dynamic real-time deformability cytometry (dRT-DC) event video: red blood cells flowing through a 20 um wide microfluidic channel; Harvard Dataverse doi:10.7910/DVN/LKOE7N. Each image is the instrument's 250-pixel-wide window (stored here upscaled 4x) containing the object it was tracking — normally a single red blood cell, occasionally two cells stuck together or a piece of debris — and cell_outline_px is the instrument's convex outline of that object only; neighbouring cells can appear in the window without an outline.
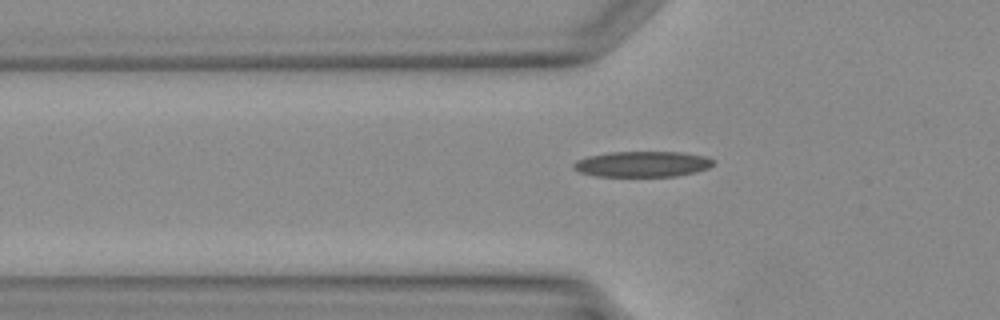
{"species": "Egyptian fruit bat (a non-hibernating species)", "species_latin": "Rousettus aegyptiacus", "temperature_condition": "warm", "stored_images_in_passage": 19, "camera_frame_rate_fps": 3000, "um_per_image_px": 0.085, "animal": {"sex": "female"}, "frame": {"image": 1, "passage_image": 5, "time_ms": 1.333, "image_size_px": [1000, 320], "cell_outline_px": [[712, 164], [708, 168], [696, 172], [676, 176], [596, 176], [580, 172], [572, 168], [572, 164], [576, 160], [588, 156], [608, 152], [680, 152], [704, 156], [712, 160]], "centroid_in_image_um": [54.55, 13.95], "position_along_channel_um": 71.3, "area_um2": 20.81}}
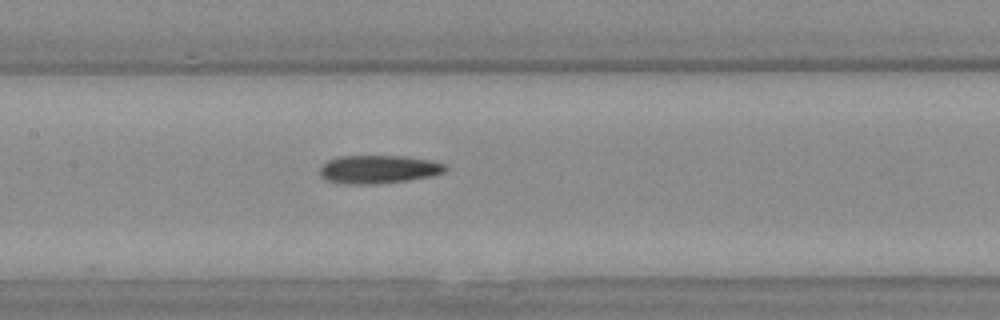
{"frame": {"image": 2, "passage_image": 11, "time_ms": 3.333, "image_size_px": [1000, 320], "cell_outline_px": [[448, 168], [444, 172], [432, 176], [408, 180], [380, 184], [344, 184], [328, 180], [320, 176], [320, 168], [328, 160], [340, 156], [404, 156], [432, 160], [444, 164]], "centroid_in_image_um": [32.19, 14.39], "position_along_channel_um": 175.2, "area_um2": 20.75}}
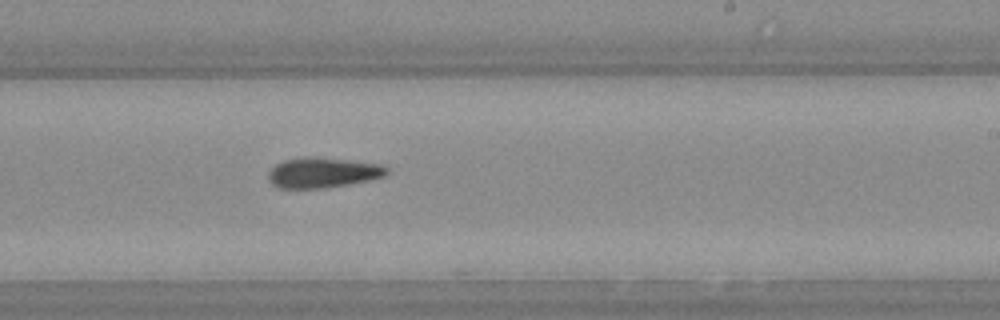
{"frame": {"image": 3, "passage_image": 16, "time_ms": 5.0, "image_size_px": [1000, 320], "cell_outline_px": [[388, 172], [384, 176], [368, 180], [348, 184], [324, 188], [280, 188], [272, 184], [268, 180], [268, 172], [276, 164], [284, 160], [308, 156], [316, 156], [380, 164], [388, 168]], "centroid_in_image_um": [27.41, 14.66], "position_along_channel_um": 261.6, "area_um2": 20.87}}